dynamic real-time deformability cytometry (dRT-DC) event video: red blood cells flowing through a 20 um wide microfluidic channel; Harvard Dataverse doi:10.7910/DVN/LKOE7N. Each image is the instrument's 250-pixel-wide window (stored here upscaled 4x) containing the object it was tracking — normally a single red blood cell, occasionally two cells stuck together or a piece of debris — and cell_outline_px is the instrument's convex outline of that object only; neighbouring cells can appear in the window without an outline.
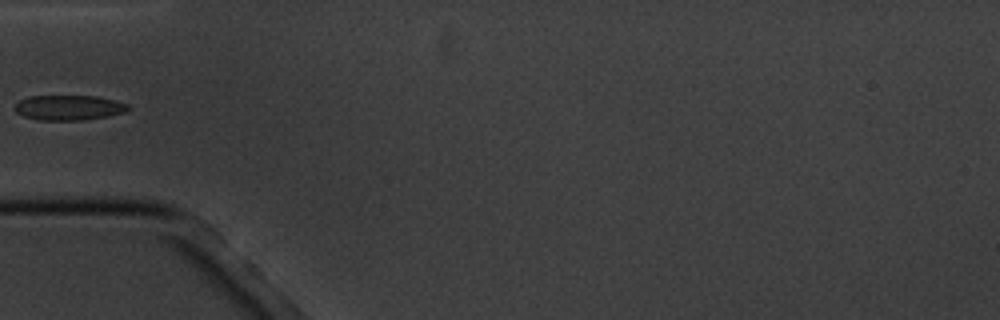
{"species": "common noctule bat (a hibernating species)", "species_latin": "Nyctalus noctula", "temperature_condition": "cold", "stored_images_in_passage": 2, "camera_frame_rate_fps": 3000, "um_per_image_px": 0.085, "animal": {"sex": "male", "body_mass_g": 20.1, "forearm_length_mm": 53.5}, "frame": {"image": 1, "passage_image": 2, "time_ms": 1.0, "image_size_px": [1000, 320], "cell_outline_px": [[132, 108], [124, 112], [108, 116], [84, 120], [40, 120], [24, 116], [16, 112], [16, 104], [20, 100], [28, 96], [96, 96], [116, 100], [128, 104]], "centroid_in_image_um": [5.89, 9.14], "position_along_channel_um": 79.1, "area_um2": 16.53}}